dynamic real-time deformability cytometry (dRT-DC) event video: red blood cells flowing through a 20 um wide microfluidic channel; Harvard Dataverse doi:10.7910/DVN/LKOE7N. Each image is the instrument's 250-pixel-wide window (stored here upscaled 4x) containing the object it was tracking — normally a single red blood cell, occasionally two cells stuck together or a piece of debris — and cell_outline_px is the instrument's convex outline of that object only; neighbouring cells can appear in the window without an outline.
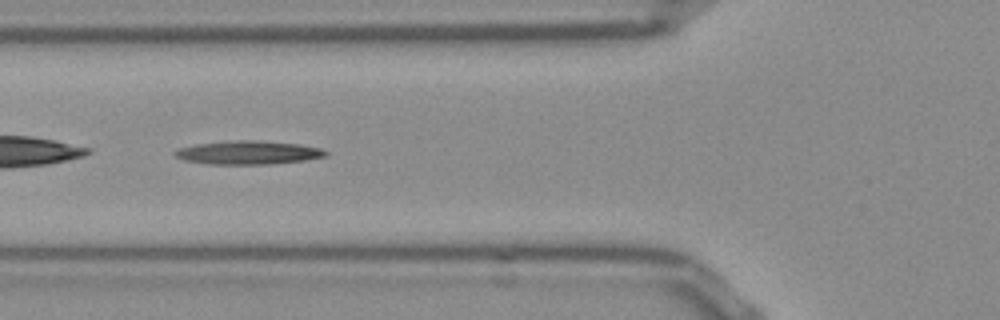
{"species": "Egyptian fruit bat (a non-hibernating species)", "species_latin": "Rousettus aegyptiacus", "temperature_condition": "room temperature", "stored_images_in_passage": 50, "camera_frame_rate_fps": 3000, "um_per_image_px": 0.085, "frame": {"image": 1, "passage_image": 17, "time_ms": 5.333, "image_size_px": [1000, 320], "cell_outline_px": [[328, 152], [324, 156], [304, 160], [264, 164], [208, 164], [184, 160], [176, 156], [172, 152], [180, 148], [196, 144], [228, 140], [260, 140], [300, 144], [320, 148]], "centroid_in_image_um": [21.06, 12.95], "position_along_channel_um": 104.7, "area_um2": 20.58}}
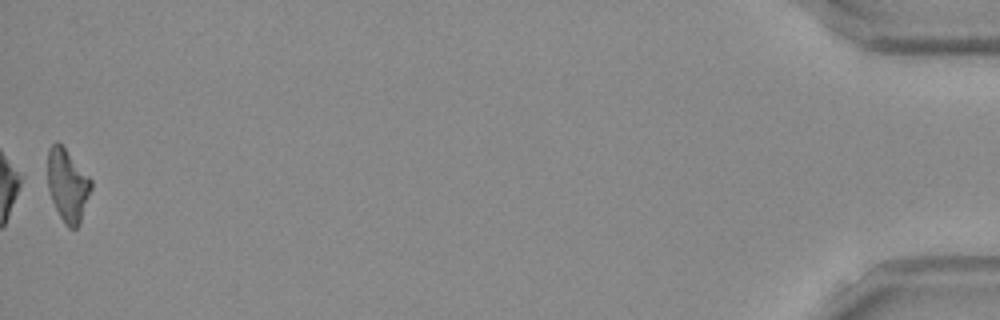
{"frame": {"image": 2, "passage_image": 50, "time_ms": 16.333, "image_size_px": [1000, 320], "cell_outline_px": [[92, 188], [80, 224], [76, 228], [68, 228], [64, 224], [52, 200], [48, 188], [48, 148], [56, 140], [64, 148], [92, 180]], "centroid_in_image_um": [5.75, 15.77], "position_along_channel_um": 429.4, "area_um2": 18.26}}